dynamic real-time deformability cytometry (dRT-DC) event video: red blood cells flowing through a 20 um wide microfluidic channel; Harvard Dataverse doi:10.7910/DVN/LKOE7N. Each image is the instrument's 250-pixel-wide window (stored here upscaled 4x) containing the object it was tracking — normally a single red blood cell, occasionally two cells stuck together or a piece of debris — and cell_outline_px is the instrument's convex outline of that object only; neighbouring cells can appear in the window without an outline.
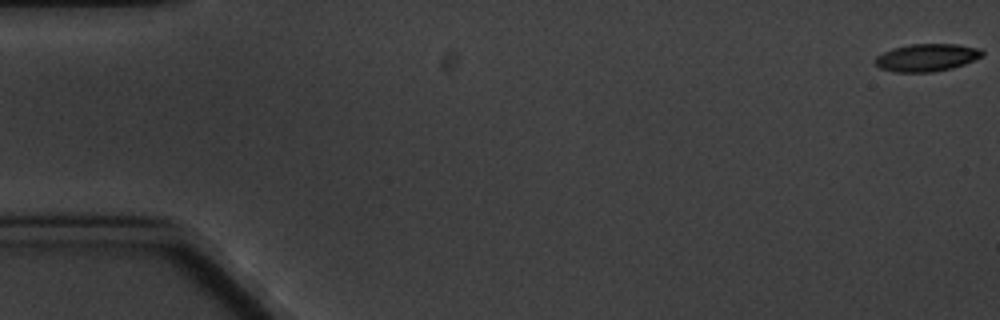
{"species": "common noctule bat (a hibernating species)", "species_latin": "Nyctalus noctula", "temperature_condition": "cold", "stored_images_in_passage": 6, "segment_of_instrument_passage": [1, 2], "camera_frame_rate_fps": 3000, "um_per_image_px": 0.085, "animal": {"sex": "male", "body_mass_g": 20.1, "forearm_length_mm": 53.5}, "frame": {"image": 1, "passage_image": 1, "time_ms": 0.0, "image_size_px": [1000, 320], "cell_outline_px": [[984, 56], [964, 64], [952, 68], [932, 72], [892, 72], [880, 68], [876, 64], [876, 56], [892, 48], [912, 44], [956, 44], [980, 48], [984, 52]], "centroid_in_image_um": [78.8, 4.89], "position_along_channel_um": 6.2, "area_um2": 17.22}}
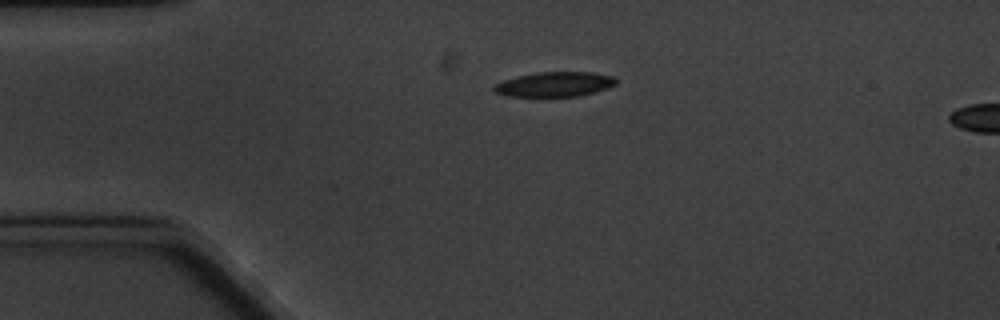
{"frame": {"image": 2, "passage_image": 4, "time_ms": 4.333, "image_size_px": [1000, 320], "cell_outline_px": [[616, 84], [608, 88], [580, 96], [504, 96], [496, 92], [492, 88], [496, 84], [504, 80], [536, 72], [592, 72], [612, 76], [616, 80]], "centroid_in_image_um": [47.16, 7.16], "position_along_channel_um": 37.8, "area_um2": 17.46}}